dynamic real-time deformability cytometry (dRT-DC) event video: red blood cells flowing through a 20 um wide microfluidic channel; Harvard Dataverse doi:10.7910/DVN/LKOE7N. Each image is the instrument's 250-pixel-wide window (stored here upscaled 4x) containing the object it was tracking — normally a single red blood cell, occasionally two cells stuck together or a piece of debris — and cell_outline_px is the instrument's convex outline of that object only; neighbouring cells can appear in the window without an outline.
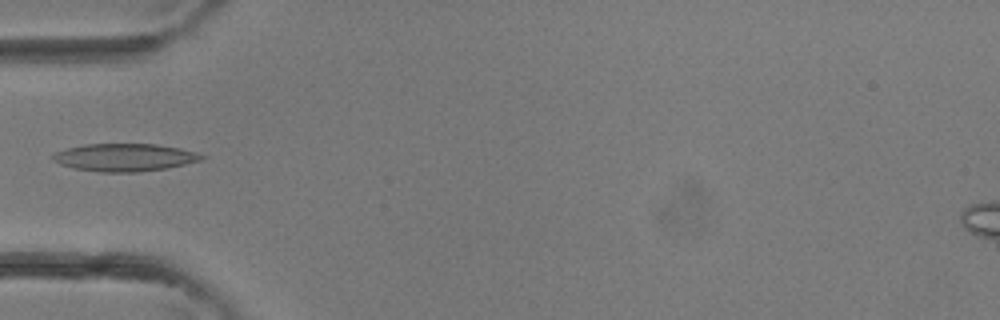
{"species": "common noctule bat (a hibernating species)", "species_latin": "Nyctalus noctula", "temperature_condition": "room temperature", "stored_images_in_passage": 4, "camera_frame_rate_fps": 3000, "um_per_image_px": 0.085, "animal": {"sex": "female"}, "frame": {"image": 1, "passage_image": 4, "time_ms": 1.0, "image_size_px": [1000, 320], "cell_outline_px": [[208, 156], [200, 160], [184, 164], [164, 168], [136, 172], [100, 172], [72, 168], [60, 164], [52, 160], [48, 156], [56, 152], [68, 148], [84, 144], [156, 144], [180, 148], [196, 152]], "centroid_in_image_um": [10.55, 13.37], "position_along_channel_um": 74.5, "area_um2": 23.99}}